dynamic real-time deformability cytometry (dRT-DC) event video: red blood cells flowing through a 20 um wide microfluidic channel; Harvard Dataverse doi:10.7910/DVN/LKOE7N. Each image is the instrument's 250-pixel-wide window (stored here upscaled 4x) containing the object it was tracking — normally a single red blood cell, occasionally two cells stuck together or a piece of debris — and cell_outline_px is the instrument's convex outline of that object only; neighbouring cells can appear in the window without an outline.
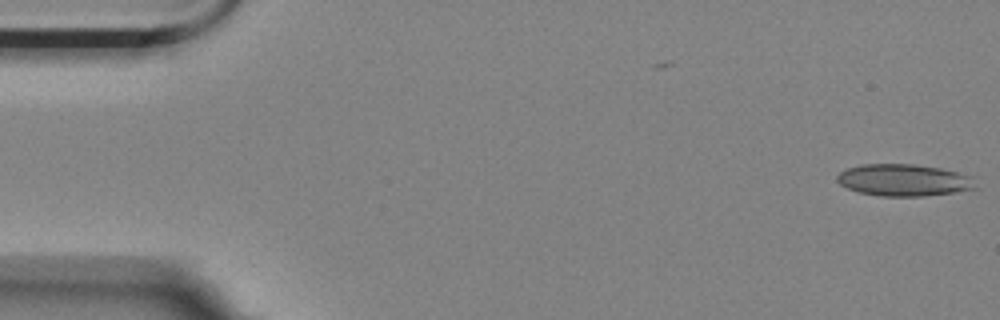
{"species": "Egyptian fruit bat (a non-hibernating species)", "species_latin": "Rousettus aegyptiacus", "temperature_condition": "room temperature", "stored_images_in_passage": 5, "camera_frame_rate_fps": 3000, "um_per_image_px": 0.085, "animal": {"sex": "female"}, "frame": {"image": 1, "passage_image": 1, "time_ms": 0.0, "image_size_px": [1000, 320], "cell_outline_px": [[980, 188], [956, 192], [924, 196], [880, 196], [860, 192], [848, 188], [840, 184], [836, 180], [836, 176], [840, 172], [848, 168], [860, 164], [916, 164], [940, 168], [972, 176]], "centroid_in_image_um": [76.87, 15.31], "position_along_channel_um": 8.1, "area_um2": 25.95}}
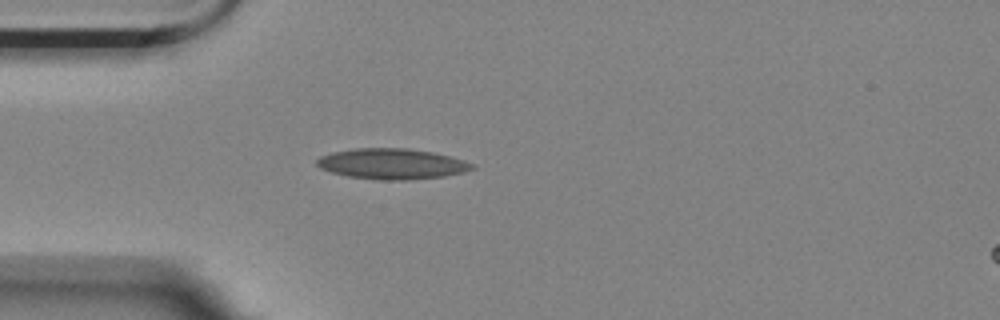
{"frame": {"image": 2, "passage_image": 5, "time_ms": 1.333, "image_size_px": [1000, 320], "cell_outline_px": [[476, 168], [464, 172], [444, 176], [408, 180], [384, 180], [348, 176], [332, 172], [320, 168], [316, 164], [316, 160], [320, 156], [332, 152], [356, 148], [408, 148], [432, 152], [464, 160], [476, 164]], "centroid_in_image_um": [33.33, 13.92], "position_along_channel_um": 51.7, "area_um2": 27.69}}